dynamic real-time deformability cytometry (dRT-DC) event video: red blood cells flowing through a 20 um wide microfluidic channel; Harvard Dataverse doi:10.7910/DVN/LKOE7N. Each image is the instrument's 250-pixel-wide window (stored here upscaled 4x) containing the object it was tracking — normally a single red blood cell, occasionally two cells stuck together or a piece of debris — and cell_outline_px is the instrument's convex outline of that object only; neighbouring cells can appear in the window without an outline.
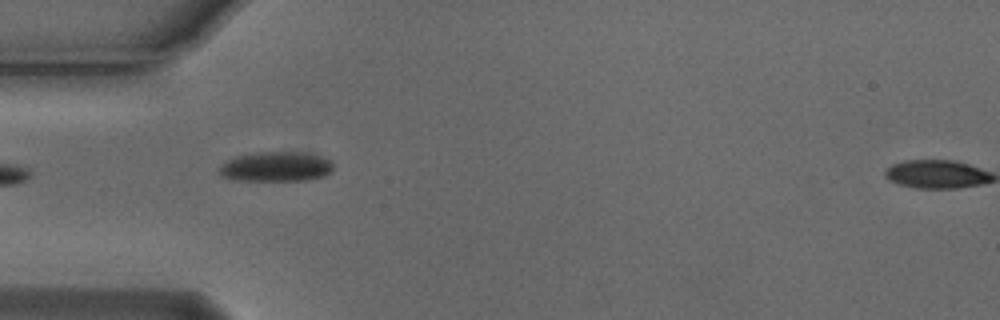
{"species": "Egyptian fruit bat (a non-hibernating species)", "species_latin": "Rousettus aegyptiacus", "temperature_condition": "cold", "stored_images_in_passage": 4, "camera_frame_rate_fps": 3000, "um_per_image_px": 0.085, "animal": {"sex": "male"}, "frame": {"image": 1, "passage_image": 1, "time_ms": 0.0, "image_size_px": [1000, 320], "cell_outline_px": [[332, 172], [324, 176], [308, 180], [236, 180], [220, 176], [220, 164], [236, 156], [256, 152], [308, 152], [332, 160]], "centroid_in_image_um": [23.48, 14.16], "position_along_channel_um": 61.5, "area_um2": 19.94}}